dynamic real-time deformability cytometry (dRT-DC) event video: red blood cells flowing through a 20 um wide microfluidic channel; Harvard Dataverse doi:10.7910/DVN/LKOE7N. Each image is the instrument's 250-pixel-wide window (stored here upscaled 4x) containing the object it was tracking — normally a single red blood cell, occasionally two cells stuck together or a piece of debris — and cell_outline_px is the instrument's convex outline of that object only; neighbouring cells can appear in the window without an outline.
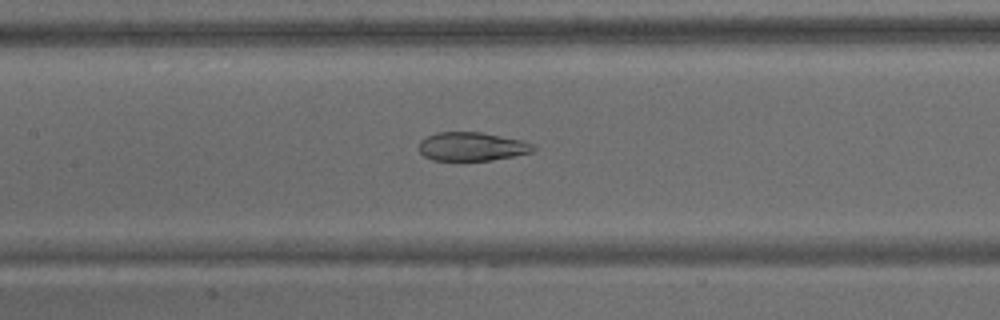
{"species": "common noctule bat (a hibernating species)", "species_latin": "Nyctalus noctula", "temperature_condition": "warm", "stored_images_in_passage": 46, "camera_frame_rate_fps": 3000, "um_per_image_px": 0.085, "animal": {"sex": "male", "body_mass_g": 15.6}, "frame": {"image": 1, "passage_image": 11, "time_ms": 3.333, "image_size_px": [1000, 320], "cell_outline_px": [[536, 148], [532, 152], [492, 160], [432, 160], [424, 156], [420, 152], [420, 140], [436, 132], [480, 132], [520, 140], [532, 144]], "centroid_in_image_um": [40.08, 12.45], "position_along_channel_um": 167.3, "area_um2": 18.84}}
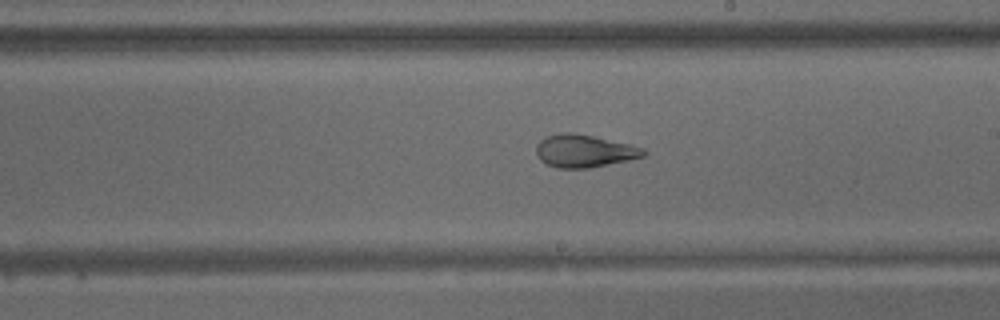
{"frame": {"image": 2, "passage_image": 18, "time_ms": 5.667, "image_size_px": [1000, 320], "cell_outline_px": [[648, 152], [644, 156], [628, 160], [588, 168], [560, 168], [548, 164], [540, 160], [536, 152], [536, 144], [540, 140], [548, 136], [560, 132], [572, 132], [592, 136], [628, 144], [644, 148]], "centroid_in_image_um": [49.65, 12.83], "position_along_channel_um": 239.3, "area_um2": 20.23}}
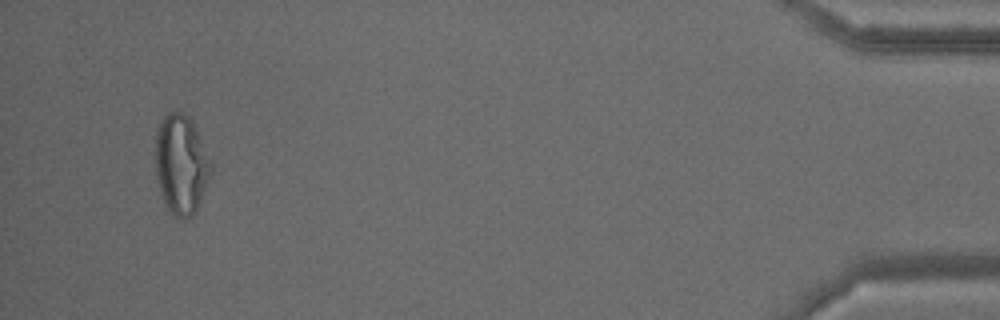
{"frame": {"image": 3, "passage_image": 43, "time_ms": 14.0, "image_size_px": [1000, 320], "cell_outline_px": [[212, 172], [196, 212], [192, 216], [184, 220], [176, 220], [172, 216], [160, 192], [156, 180], [156, 128], [160, 120], [168, 112], [176, 108], [184, 112], [188, 116], [196, 128], [212, 164]], "centroid_in_image_um": [15.39, 13.98], "position_along_channel_um": 419.8, "area_um2": 32.83}, "authors_computed_cell_mechanics": {"area_um2": 23.0911, "velocity_mm_per_s": 3.0996, "shape_relaxation_time_tau1_ms": null, "shape_relaxation_time_tau2_ms": 2.0869, "deformation_change_tau1": null, "deformation_change_tau2": 0.0907}}